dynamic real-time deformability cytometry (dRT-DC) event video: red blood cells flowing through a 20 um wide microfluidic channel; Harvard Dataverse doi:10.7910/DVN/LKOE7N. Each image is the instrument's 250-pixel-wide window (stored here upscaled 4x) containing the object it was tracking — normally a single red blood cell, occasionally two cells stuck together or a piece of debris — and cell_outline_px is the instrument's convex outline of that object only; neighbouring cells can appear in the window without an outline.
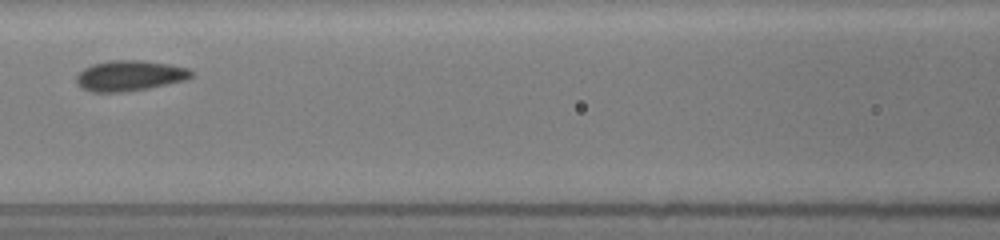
{"species": "common noctule bat (a hibernating species)", "species_latin": "Nyctalus noctula", "temperature_condition": "room temperature", "stored_images_in_passage": 10, "camera_frame_rate_fps": 3000, "um_per_image_px": 0.085, "animal": {"sex": "female", "body_mass_g": 19.5, "forearm_length_mm": 54.1}, "frame": {"image": 1, "passage_image": 4, "time_ms": 3.333, "image_size_px": [1000, 240], "cell_outline_px": [[196, 72], [188, 80], [148, 88], [124, 92], [92, 92], [80, 88], [76, 80], [76, 76], [84, 68], [92, 64], [112, 60], [144, 60], [168, 64], [188, 68]], "centroid_in_image_um": [11.05, 6.43], "position_along_channel_um": 155.6, "area_um2": 20.63}}
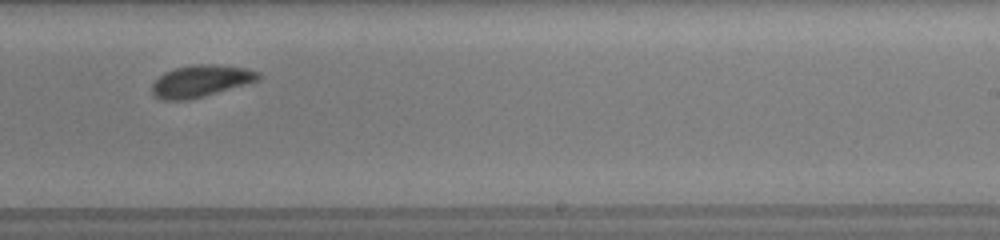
{"frame": {"image": 2, "passage_image": 7, "time_ms": 6.333, "image_size_px": [1000, 240], "cell_outline_px": [[260, 80], [248, 84], [184, 100], [164, 100], [156, 96], [152, 92], [152, 84], [164, 72], [176, 68], [196, 64], [212, 64], [248, 68], [260, 72]], "centroid_in_image_um": [17.1, 6.87], "position_along_channel_um": 271.9, "area_um2": 19.48}}
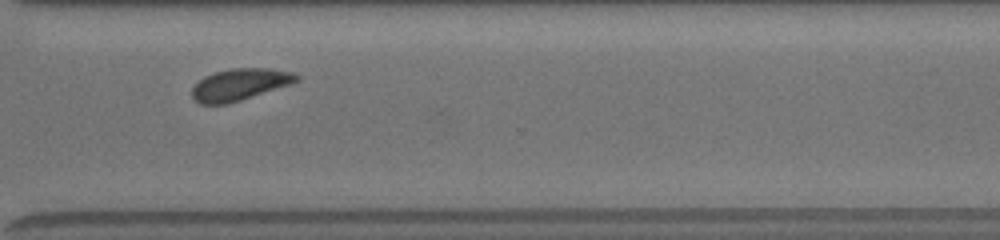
{"frame": {"image": 3, "passage_image": 9, "time_ms": 8.333, "image_size_px": [1000, 240], "cell_outline_px": [[300, 80], [292, 84], [228, 104], [200, 104], [192, 96], [192, 88], [204, 76], [216, 72], [232, 68], [268, 68], [296, 72], [300, 76]], "centroid_in_image_um": [20.44, 7.17], "position_along_channel_um": 350.2, "area_um2": 19.42}, "authors_computed_cell_mechanics": {"area_um2": 19.652, "velocity_mm_per_s": 3.8824, "shape_relaxation_time_tau1_ms": 2.5939, "shape_relaxation_time_tau2_ms": 1.4888, "deformation_change_tau1": 0.0792, "deformation_change_tau2": 0.0534}}